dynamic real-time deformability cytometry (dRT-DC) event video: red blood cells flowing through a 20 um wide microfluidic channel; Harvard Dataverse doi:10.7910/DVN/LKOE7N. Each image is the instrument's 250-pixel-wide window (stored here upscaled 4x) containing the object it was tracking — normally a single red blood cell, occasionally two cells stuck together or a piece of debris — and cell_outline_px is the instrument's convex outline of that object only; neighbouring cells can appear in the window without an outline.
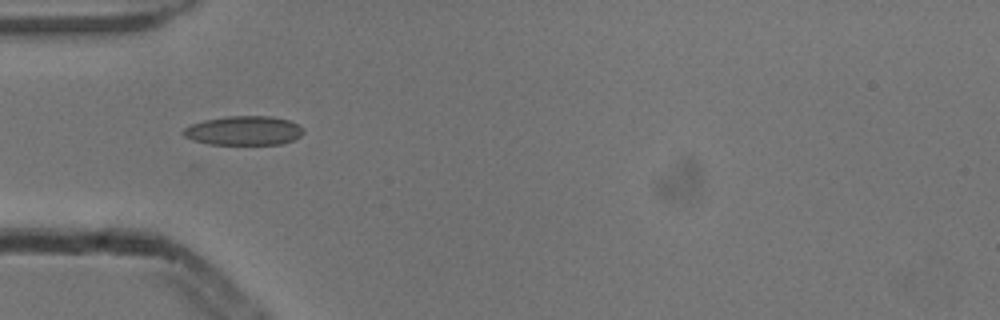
{"species": "common noctule bat (a hibernating species)", "species_latin": "Nyctalus noctula", "temperature_condition": "cold", "stored_images_in_passage": 6, "camera_frame_rate_fps": 3000, "um_per_image_px": 0.085, "animal": {"sex": "male", "body_mass_g": 13.3}, "frame": {"image": 1, "passage_image": 3, "time_ms": 0.667, "image_size_px": [1000, 320], "cell_outline_px": [[304, 132], [300, 136], [292, 140], [280, 144], [212, 144], [196, 140], [184, 136], [180, 132], [184, 128], [192, 124], [204, 120], [228, 116], [272, 116], [288, 120], [304, 128]], "centroid_in_image_um": [20.73, 11.09], "position_along_channel_um": 64.3, "area_um2": 20.23}}
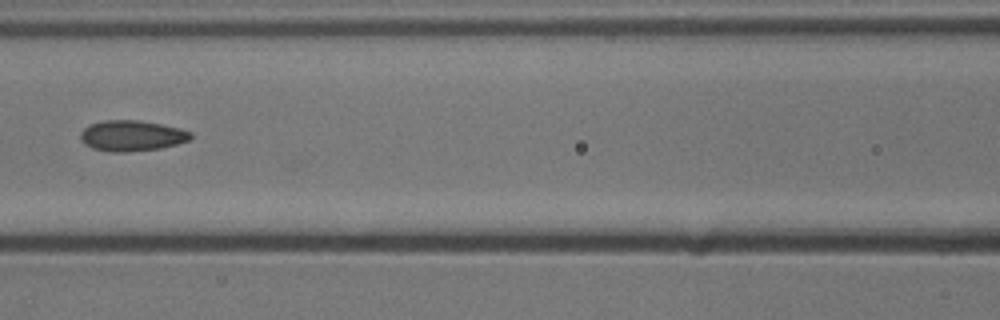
{"frame": {"image": 2, "passage_image": 5, "time_ms": 1.333, "image_size_px": [1000, 320], "cell_outline_px": [[192, 140], [160, 148], [124, 152], [112, 152], [92, 148], [84, 144], [80, 140], [80, 132], [88, 124], [104, 120], [140, 120], [180, 128], [192, 132]], "centroid_in_image_um": [11.19, 11.53], "position_along_channel_um": 155.4, "area_um2": 19.88}}
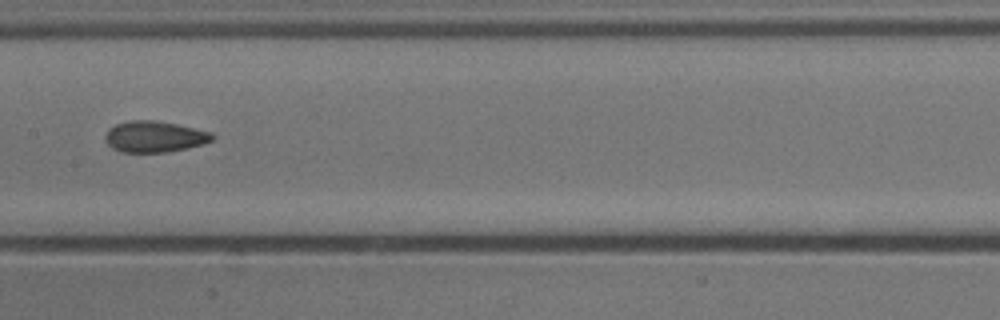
{"frame": {"image": 3, "passage_image": 6, "time_ms": 1.667, "image_size_px": [1000, 320], "cell_outline_px": [[212, 140], [200, 144], [184, 148], [164, 152], [120, 152], [112, 148], [108, 144], [104, 136], [108, 128], [116, 124], [128, 120], [156, 120], [176, 124], [212, 132]], "centroid_in_image_um": [13.06, 11.6], "position_along_channel_um": 194.3, "area_um2": 19.25}}